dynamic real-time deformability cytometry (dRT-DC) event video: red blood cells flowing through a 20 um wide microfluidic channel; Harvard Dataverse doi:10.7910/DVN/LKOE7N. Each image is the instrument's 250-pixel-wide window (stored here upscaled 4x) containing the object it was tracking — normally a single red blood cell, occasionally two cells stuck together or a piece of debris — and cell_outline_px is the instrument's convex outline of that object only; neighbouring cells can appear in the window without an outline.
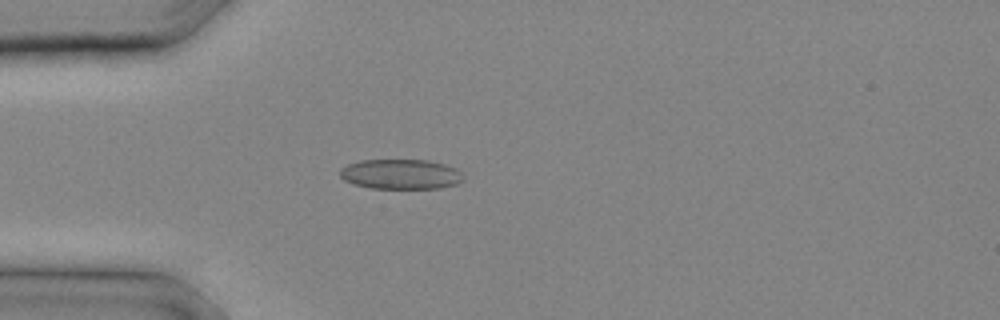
{"species": "common noctule bat (a hibernating species)", "species_latin": "Nyctalus noctula", "temperature_condition": "cold", "stored_images_in_passage": 14, "camera_frame_rate_fps": 3000, "um_per_image_px": 0.085, "animal": {"sex": "male", "body_mass_g": 20.4}, "frame": {"image": 1, "passage_image": 7, "time_ms": 2.0, "image_size_px": [1000, 320], "cell_outline_px": [[464, 180], [456, 184], [440, 188], [372, 188], [352, 184], [344, 180], [340, 176], [340, 168], [348, 164], [360, 160], [428, 160], [444, 164], [456, 168], [464, 176]], "centroid_in_image_um": [34.06, 14.8], "position_along_channel_um": 50.9, "area_um2": 21.62}}
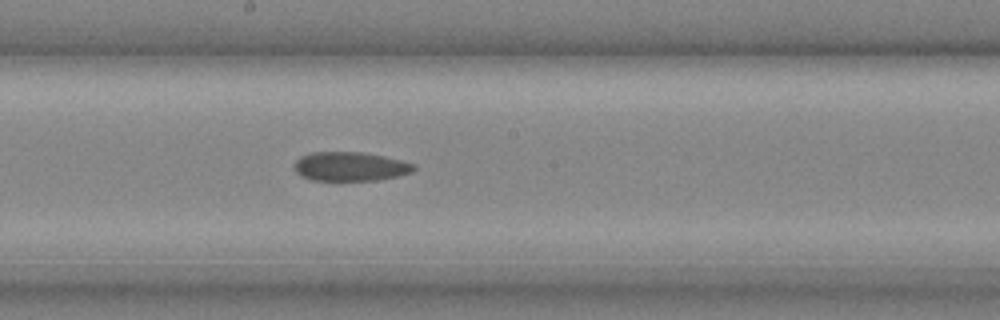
{"frame": {"image": 2, "passage_image": 14, "time_ms": 4.333, "image_size_px": [1000, 320], "cell_outline_px": [[416, 168], [412, 172], [396, 176], [376, 180], [312, 180], [300, 176], [296, 172], [296, 160], [300, 156], [312, 152], [364, 152], [384, 156], [416, 164]], "centroid_in_image_um": [29.78, 14.14], "position_along_channel_um": 218.4, "area_um2": 20.17}}